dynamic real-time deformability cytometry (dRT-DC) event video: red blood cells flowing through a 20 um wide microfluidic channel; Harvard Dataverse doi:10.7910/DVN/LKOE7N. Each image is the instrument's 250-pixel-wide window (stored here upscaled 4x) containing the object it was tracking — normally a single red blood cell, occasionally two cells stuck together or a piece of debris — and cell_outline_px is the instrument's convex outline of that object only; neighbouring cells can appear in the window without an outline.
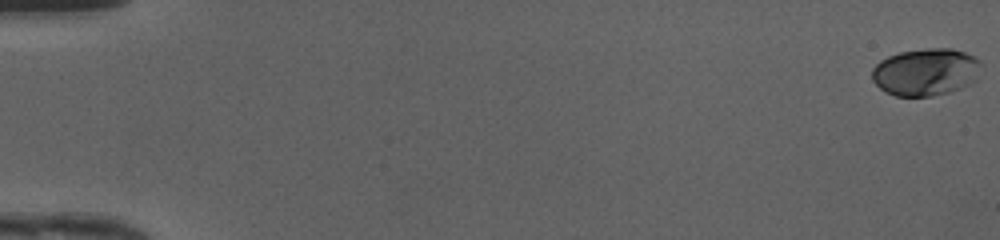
{"species": "human", "species_latin": "Homo sapiens", "temperature_condition": "cold", "stored_images_in_passage": 50, "camera_frame_rate_fps": 3000, "um_per_image_px": 0.085, "donor": {"sex": "female"}, "frame": {"image": 1, "passage_image": 1, "time_ms": 0.0, "image_size_px": [1000, 240], "cell_outline_px": [[984, 64], [976, 80], [960, 88], [948, 92], [932, 96], [896, 96], [884, 92], [872, 80], [872, 68], [880, 60], [888, 56], [900, 52], [924, 48], [952, 48], [964, 52], [980, 60]], "centroid_in_image_um": [78.7, 6.11], "position_along_channel_um": 6.3, "area_um2": 30.4}}
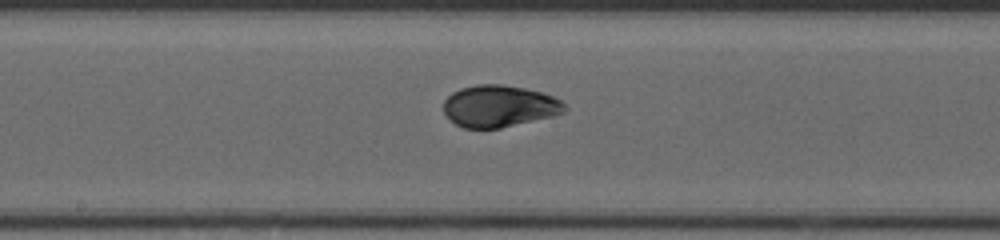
{"frame": {"image": 2, "passage_image": 28, "time_ms": 9.0, "image_size_px": [1000, 240], "cell_outline_px": [[568, 108], [564, 112], [552, 116], [500, 128], [464, 128], [456, 124], [444, 112], [444, 100], [452, 92], [460, 88], [476, 84], [504, 84], [544, 92], [560, 100]], "centroid_in_image_um": [42.44, 9.0], "position_along_channel_um": 205.8, "area_um2": 29.48}}
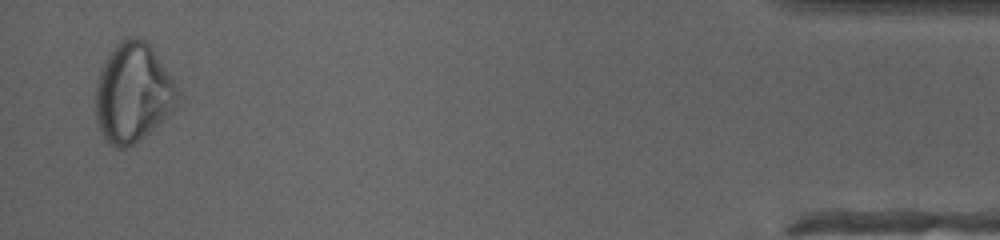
{"frame": {"image": 3, "passage_image": 49, "time_ms": 16.0, "image_size_px": [1000, 240], "cell_outline_px": [[184, 96], [176, 108], [172, 112], [144, 136], [128, 148], [116, 148], [104, 136], [96, 120], [96, 84], [100, 72], [108, 56], [120, 40], [128, 36], [136, 36], [144, 40], [152, 48]], "centroid_in_image_um": [11.35, 7.89], "position_along_channel_um": 423.8, "area_um2": 47.34}, "authors_computed_cell_mechanics": {"area_um2": 29.5647, "velocity_mm_per_s": 4.2012, "shape_relaxation_time_tau1_ms": 4.3667, "shape_relaxation_time_tau2_ms": null, "deformation_change_tau1": 0.1527, "deformation_change_tau2": null}}